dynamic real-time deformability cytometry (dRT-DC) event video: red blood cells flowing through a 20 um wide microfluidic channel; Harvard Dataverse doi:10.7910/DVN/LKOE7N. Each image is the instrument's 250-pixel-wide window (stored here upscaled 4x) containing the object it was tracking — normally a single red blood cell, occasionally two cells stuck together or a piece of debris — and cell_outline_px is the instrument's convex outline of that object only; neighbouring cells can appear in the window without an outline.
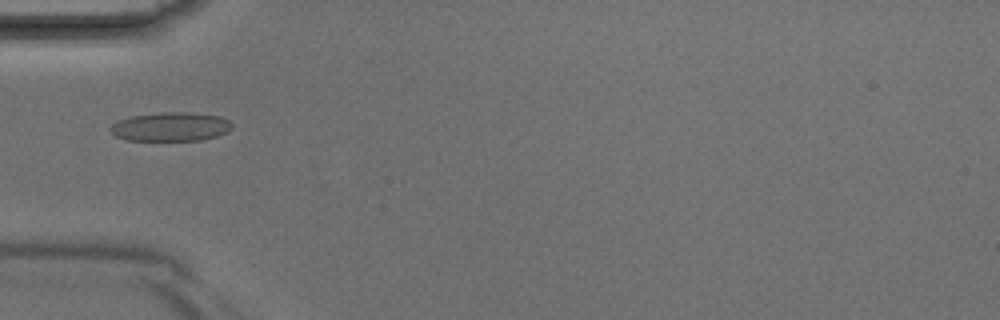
{"species": "Egyptian fruit bat (a non-hibernating species)", "species_latin": "Rousettus aegyptiacus", "temperature_condition": "room temperature", "stored_images_in_passage": 5, "camera_frame_rate_fps": 3000, "um_per_image_px": 0.085, "animal": {"sex": "male"}, "frame": {"image": 1, "passage_image": 4, "time_ms": 1.0, "image_size_px": [1000, 320], "cell_outline_px": [[232, 128], [228, 132], [216, 136], [200, 140], [128, 140], [116, 136], [108, 128], [116, 120], [132, 116], [160, 112], [188, 112], [220, 116], [228, 120], [232, 124]], "centroid_in_image_um": [14.5, 10.76], "position_along_channel_um": 70.5, "area_um2": 20.52}}